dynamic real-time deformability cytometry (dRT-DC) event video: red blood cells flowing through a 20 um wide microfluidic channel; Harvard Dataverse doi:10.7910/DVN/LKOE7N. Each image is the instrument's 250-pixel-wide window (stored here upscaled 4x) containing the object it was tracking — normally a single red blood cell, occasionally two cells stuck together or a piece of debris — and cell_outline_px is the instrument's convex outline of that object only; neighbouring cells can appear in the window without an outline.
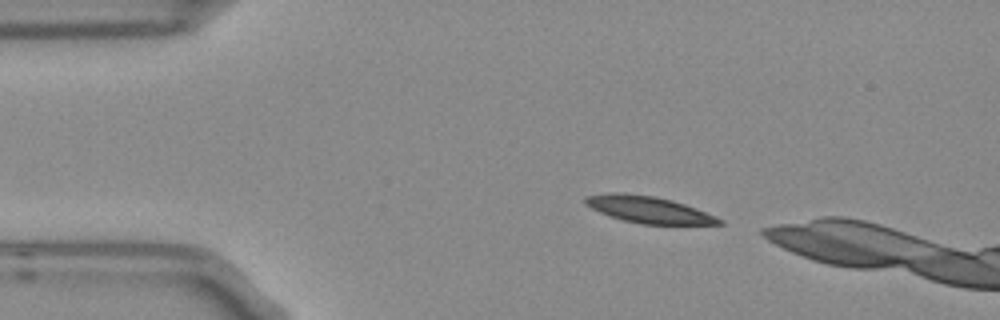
{"species": "Egyptian fruit bat (a non-hibernating species)", "species_latin": "Rousettus aegyptiacus", "temperature_condition": "room temperature", "stored_images_in_passage": 3, "camera_frame_rate_fps": 3000, "um_per_image_px": 0.085, "frame": {"image": 1, "passage_image": 1, "time_ms": 0.0, "image_size_px": [1000, 320], "cell_outline_px": [[724, 224], [640, 224], [608, 216], [584, 204], [584, 196], [612, 192], [616, 192], [656, 196], [672, 200], [696, 208], [716, 216], [724, 220]], "centroid_in_image_um": [55.12, 17.81], "position_along_channel_um": 29.9, "area_um2": 20.87}}